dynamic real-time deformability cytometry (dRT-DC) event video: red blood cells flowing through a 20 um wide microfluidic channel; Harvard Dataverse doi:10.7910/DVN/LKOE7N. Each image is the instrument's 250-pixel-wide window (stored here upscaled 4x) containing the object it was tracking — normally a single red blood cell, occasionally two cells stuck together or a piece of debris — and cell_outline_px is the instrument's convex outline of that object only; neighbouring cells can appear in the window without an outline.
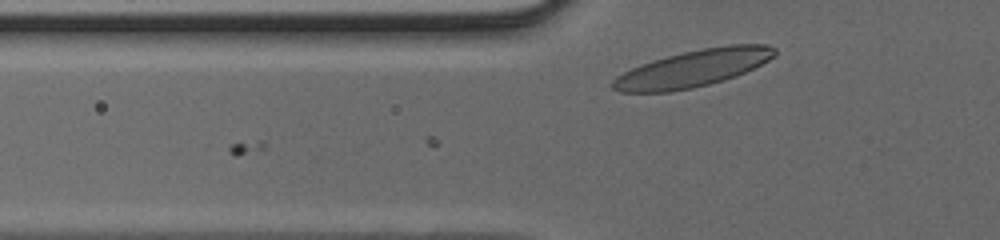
{"species": "human", "species_latin": "Homo sapiens", "temperature_condition": "cold", "stored_images_in_passage": 30, "camera_frame_rate_fps": 3000, "um_per_image_px": 0.085, "donor": {"sex": "male"}, "frame": {"image": 1, "passage_image": 2, "time_ms": 0.333, "image_size_px": [1000, 240], "cell_outline_px": [[776, 56], [736, 76], [724, 80], [692, 88], [668, 92], [620, 92], [612, 88], [608, 84], [616, 76], [632, 68], [652, 60], [684, 52], [704, 48], [728, 44], [768, 44], [776, 48]], "centroid_in_image_um": [58.9, 5.81], "position_along_channel_um": 66.9, "area_um2": 34.74}}
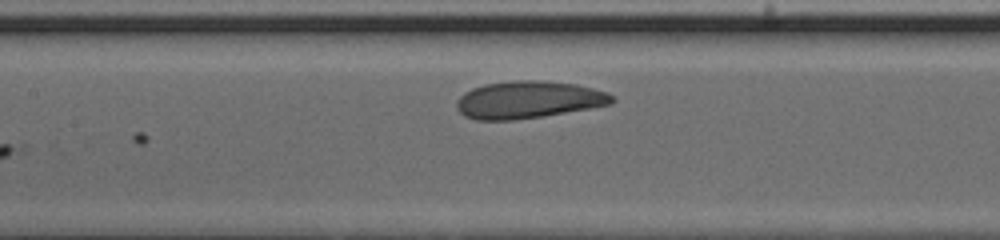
{"frame": {"image": 2, "passage_image": 9, "time_ms": 2.667, "image_size_px": [1000, 240], "cell_outline_px": [[616, 100], [612, 104], [540, 116], [512, 120], [476, 120], [464, 116], [456, 108], [456, 100], [464, 92], [472, 88], [484, 84], [512, 80], [532, 80], [576, 84], [608, 92]], "centroid_in_image_um": [44.87, 8.47], "position_along_channel_um": 162.5, "area_um2": 33.64}}
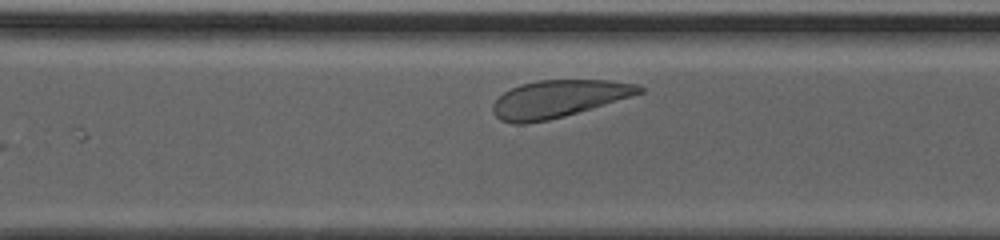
{"frame": {"image": 3, "passage_image": 20, "time_ms": 6.333, "image_size_px": [1000, 240], "cell_outline_px": [[644, 92], [564, 116], [548, 120], [524, 124], [512, 124], [500, 120], [492, 112], [492, 104], [504, 92], [520, 84], [540, 80], [608, 80], [636, 84], [644, 88]], "centroid_in_image_um": [47.42, 8.4], "position_along_channel_um": 323.2, "area_um2": 31.56}}